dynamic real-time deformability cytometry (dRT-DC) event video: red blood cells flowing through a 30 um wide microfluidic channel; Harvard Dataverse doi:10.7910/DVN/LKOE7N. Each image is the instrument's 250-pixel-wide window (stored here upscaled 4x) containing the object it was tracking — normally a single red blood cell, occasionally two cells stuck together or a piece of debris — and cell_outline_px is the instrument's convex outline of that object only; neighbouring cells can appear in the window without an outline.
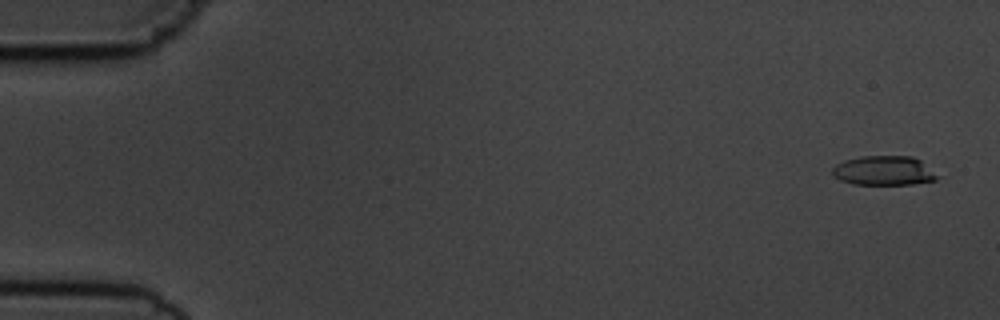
{"species": "common noctule bat (a hibernating species)", "species_latin": "Nyctalus noctula", "temperature_condition": "cold", "stored_images_in_passage": 7, "camera_frame_rate_fps": 3000, "um_per_image_px": 0.085, "animal": {"sex": "male", "body_mass_g": 19.5, "forearm_length_mm": 54.6}, "frame": {"image": 1, "passage_image": 1, "time_ms": 0.0, "image_size_px": [1000, 320], "cell_outline_px": [[940, 176], [936, 180], [912, 184], [852, 184], [840, 180], [832, 176], [832, 168], [836, 164], [844, 160], [860, 156], [912, 156], [920, 160]], "centroid_in_image_um": [75.11, 14.5], "position_along_channel_um": 9.9, "area_um2": 18.09}}
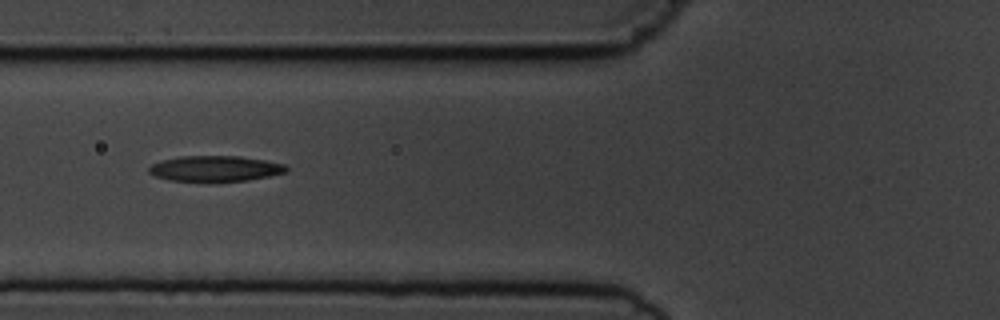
{"frame": {"image": 2, "passage_image": 6, "time_ms": 6.333, "image_size_px": [1000, 320], "cell_outline_px": [[288, 172], [248, 180], [168, 180], [156, 176], [148, 172], [148, 168], [152, 164], [164, 160], [180, 156], [240, 156], [264, 160], [284, 164], [288, 168]], "centroid_in_image_um": [18.31, 14.31], "position_along_channel_um": 107.5, "area_um2": 20.06}}
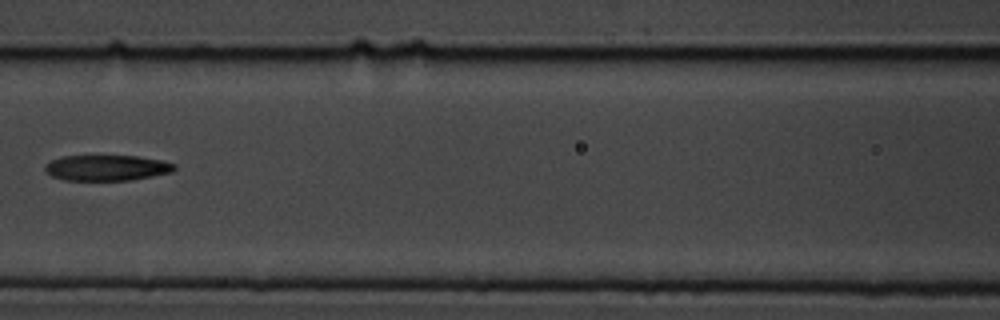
{"frame": {"image": 3, "passage_image": 7, "time_ms": 7.667, "image_size_px": [1000, 320], "cell_outline_px": [[176, 168], [172, 172], [132, 180], [64, 180], [52, 176], [44, 168], [52, 160], [64, 156], [136, 156], [160, 160], [176, 164]], "centroid_in_image_um": [9.11, 14.27], "position_along_channel_um": 157.5, "area_um2": 19.13}}